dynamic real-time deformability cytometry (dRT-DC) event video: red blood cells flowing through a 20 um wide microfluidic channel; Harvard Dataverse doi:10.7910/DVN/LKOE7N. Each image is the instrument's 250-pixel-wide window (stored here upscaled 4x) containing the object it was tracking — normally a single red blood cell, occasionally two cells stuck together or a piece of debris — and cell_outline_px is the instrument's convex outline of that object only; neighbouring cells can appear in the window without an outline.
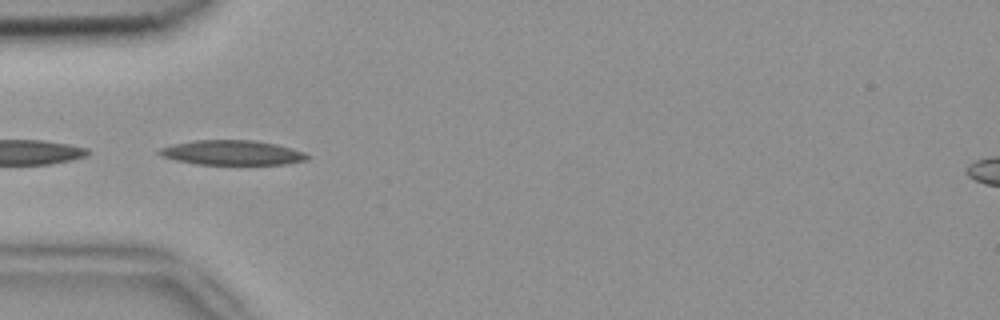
{"species": "common noctule bat (a hibernating species)", "species_latin": "Nyctalus noctula", "temperature_condition": "room temperature", "stored_images_in_passage": 6, "camera_frame_rate_fps": 3000, "um_per_image_px": 0.085, "animal": {"sex": "female", "body_mass_g": 18.4}, "frame": {"image": 1, "passage_image": 3, "time_ms": 0.667, "image_size_px": [1000, 320], "cell_outline_px": [[312, 156], [308, 160], [284, 164], [196, 164], [176, 160], [160, 156], [156, 152], [160, 148], [172, 144], [192, 140], [256, 140], [276, 144], [292, 148], [304, 152]], "centroid_in_image_um": [19.73, 12.97], "position_along_channel_um": 65.3, "area_um2": 21.5}}
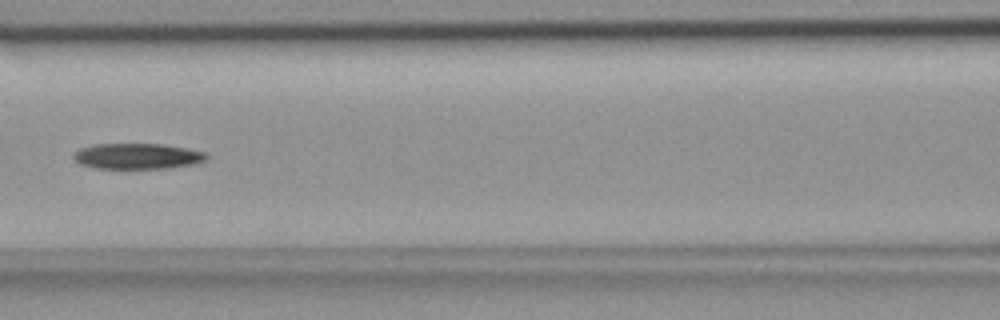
{"frame": {"image": 2, "passage_image": 5, "time_ms": 1.333, "image_size_px": [1000, 320], "cell_outline_px": [[208, 156], [204, 160], [192, 164], [164, 168], [96, 168], [80, 164], [72, 156], [80, 148], [96, 144], [160, 144], [184, 148], [204, 152]], "centroid_in_image_um": [11.63, 13.27], "position_along_channel_um": 155.0, "area_um2": 19.48}}
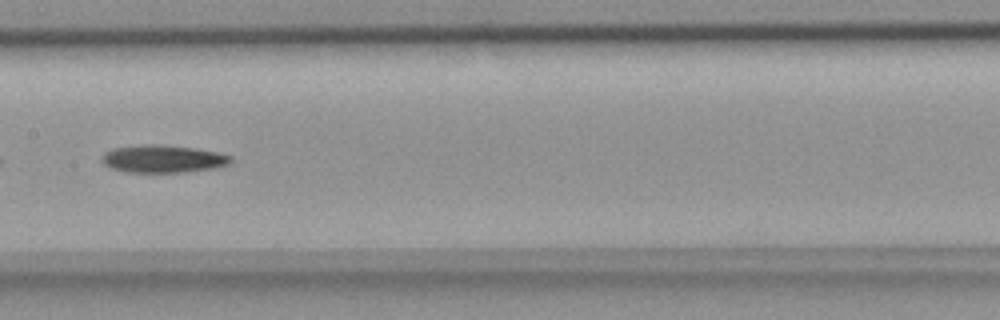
{"frame": {"image": 3, "passage_image": 6, "time_ms": 1.667, "image_size_px": [1000, 320], "cell_outline_px": [[232, 160], [228, 164], [216, 168], [184, 172], [128, 172], [112, 168], [104, 164], [104, 152], [112, 148], [144, 144], [160, 144], [196, 148], [216, 152], [232, 156]], "centroid_in_image_um": [13.88, 13.49], "position_along_channel_um": 193.5, "area_um2": 20.69}}